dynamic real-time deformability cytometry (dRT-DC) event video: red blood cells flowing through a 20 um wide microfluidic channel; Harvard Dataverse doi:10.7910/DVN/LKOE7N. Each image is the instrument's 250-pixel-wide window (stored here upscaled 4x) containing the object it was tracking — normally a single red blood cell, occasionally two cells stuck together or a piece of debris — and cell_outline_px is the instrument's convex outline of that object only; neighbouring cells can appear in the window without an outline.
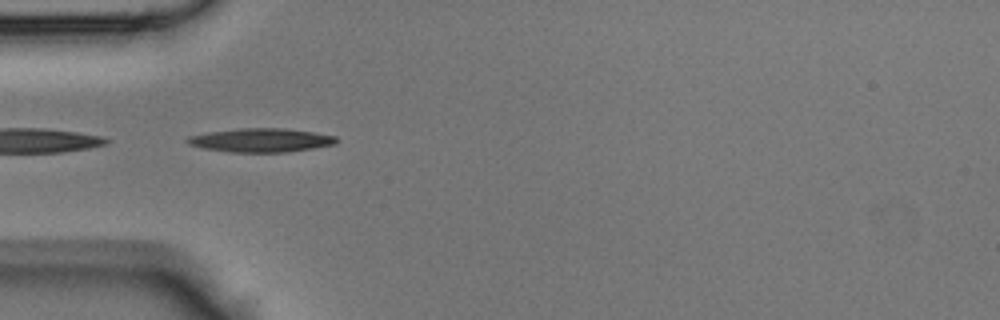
{"species": "Egyptian fruit bat (a non-hibernating species)", "species_latin": "Rousettus aegyptiacus", "temperature_condition": "room temperature", "stored_images_in_passage": 34, "camera_frame_rate_fps": 3000, "um_per_image_px": 0.085, "animal": {"sex": "male"}, "frame": {"image": 1, "passage_image": 1, "time_ms": 0.0, "image_size_px": [1000, 320], "cell_outline_px": [[336, 144], [288, 152], [232, 152], [204, 148], [188, 144], [184, 140], [188, 136], [208, 132], [240, 128], [284, 128], [312, 132], [336, 136]], "centroid_in_image_um": [22.15, 11.91], "position_along_channel_um": 62.8, "area_um2": 20.52}}
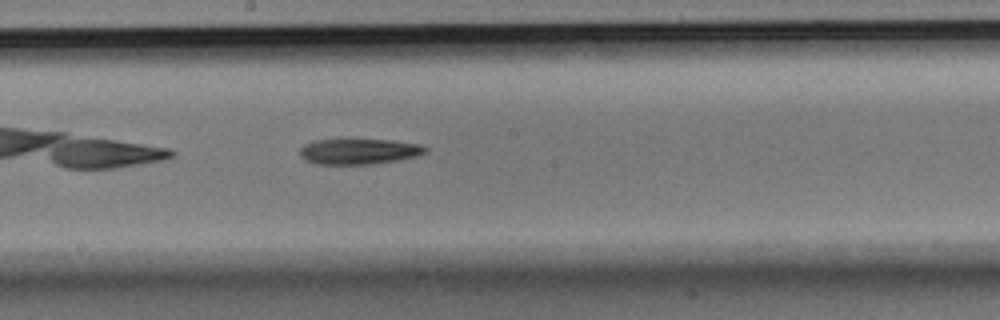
{"frame": {"image": 2, "passage_image": 12, "time_ms": 3.667, "image_size_px": [1000, 320], "cell_outline_px": [[428, 152], [416, 156], [400, 160], [372, 164], [316, 164], [304, 160], [300, 156], [300, 148], [304, 144], [316, 140], [392, 140], [424, 144], [428, 148]], "centroid_in_image_um": [30.56, 12.87], "position_along_channel_um": 217.6, "area_um2": 18.9}}
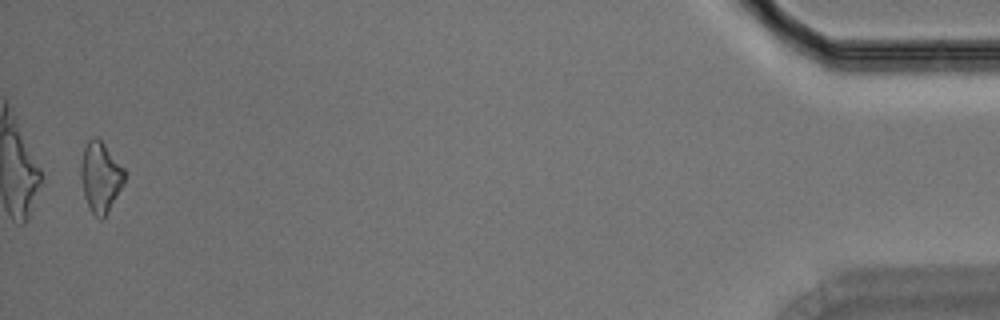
{"frame": {"image": 3, "passage_image": 33, "time_ms": 10.667, "image_size_px": [1000, 320], "cell_outline_px": [[124, 184], [108, 212], [100, 220], [92, 212], [84, 196], [80, 176], [80, 168], [84, 148], [88, 140], [92, 136], [96, 136], [104, 144], [124, 168]], "centroid_in_image_um": [8.53, 15.04], "position_along_channel_um": 426.7, "area_um2": 17.74}}